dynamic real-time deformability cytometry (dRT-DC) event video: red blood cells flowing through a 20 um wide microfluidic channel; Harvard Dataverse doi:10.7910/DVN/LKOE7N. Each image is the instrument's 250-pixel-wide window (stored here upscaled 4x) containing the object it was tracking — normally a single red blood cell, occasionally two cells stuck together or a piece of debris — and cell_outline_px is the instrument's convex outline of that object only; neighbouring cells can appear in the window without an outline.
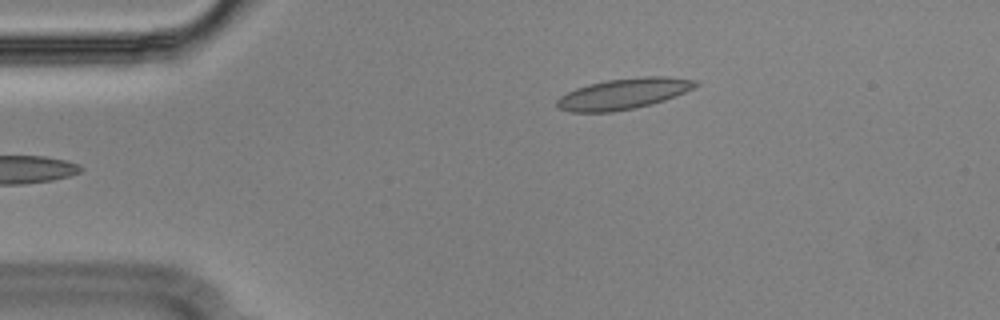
{"species": "Egyptian fruit bat (a non-hibernating species)", "species_latin": "Rousettus aegyptiacus", "temperature_condition": "cold", "stored_images_in_passage": 39, "camera_frame_rate_fps": 3000, "um_per_image_px": 0.085, "animal": {"sex": "male"}, "frame": {"image": 1, "passage_image": 1, "time_ms": 0.0, "image_size_px": [1000, 320], "cell_outline_px": [[700, 84], [676, 96], [652, 104], [636, 108], [612, 112], [568, 112], [556, 108], [556, 100], [560, 96], [576, 88], [588, 84], [608, 80], [644, 76], [668, 76], [696, 80]], "centroid_in_image_um": [52.98, 7.97], "position_along_channel_um": 32.0, "area_um2": 25.03}}
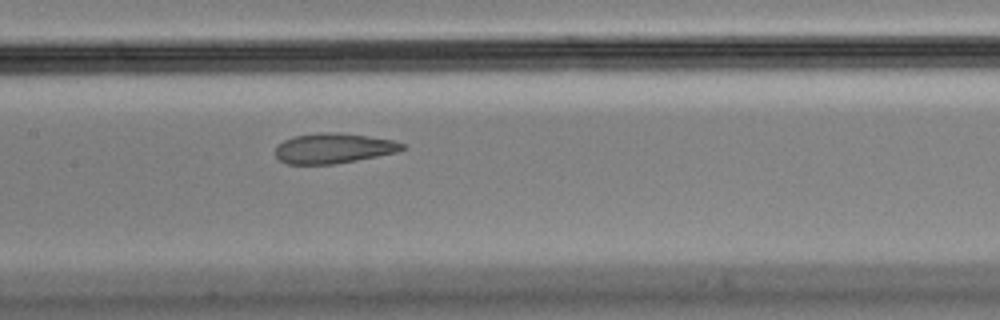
{"frame": {"image": 2, "passage_image": 17, "time_ms": 5.333, "image_size_px": [1000, 320], "cell_outline_px": [[408, 148], [396, 152], [356, 160], [332, 164], [288, 164], [280, 160], [276, 156], [276, 148], [284, 140], [292, 136], [320, 132], [336, 132], [368, 136], [392, 140], [404, 144]], "centroid_in_image_um": [28.35, 12.59], "position_along_channel_um": 179.1, "area_um2": 22.14}}
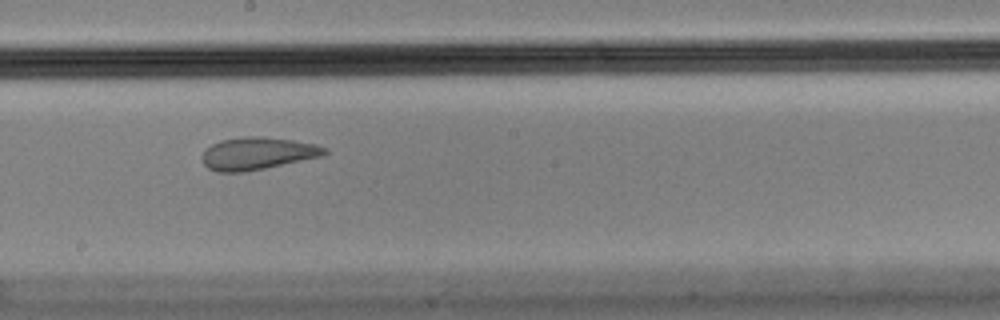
{"frame": {"image": 3, "passage_image": 21, "time_ms": 6.667, "image_size_px": [1000, 320], "cell_outline_px": [[328, 152], [324, 156], [244, 172], [216, 172], [208, 168], [204, 164], [200, 156], [204, 148], [220, 140], [240, 136], [256, 136], [292, 140], [316, 144], [328, 148]], "centroid_in_image_um": [21.85, 13.04], "position_along_channel_um": 226.3, "area_um2": 23.41}, "authors_computed_cell_mechanics": {"area_um2": 23.8136, "velocity_mm_per_s": 3.5591, "shape_relaxation_time_tau1_ms": null, "shape_relaxation_time_tau2_ms": 1.6174, "deformation_change_tau1": null, "deformation_change_tau2": 0.0505}}